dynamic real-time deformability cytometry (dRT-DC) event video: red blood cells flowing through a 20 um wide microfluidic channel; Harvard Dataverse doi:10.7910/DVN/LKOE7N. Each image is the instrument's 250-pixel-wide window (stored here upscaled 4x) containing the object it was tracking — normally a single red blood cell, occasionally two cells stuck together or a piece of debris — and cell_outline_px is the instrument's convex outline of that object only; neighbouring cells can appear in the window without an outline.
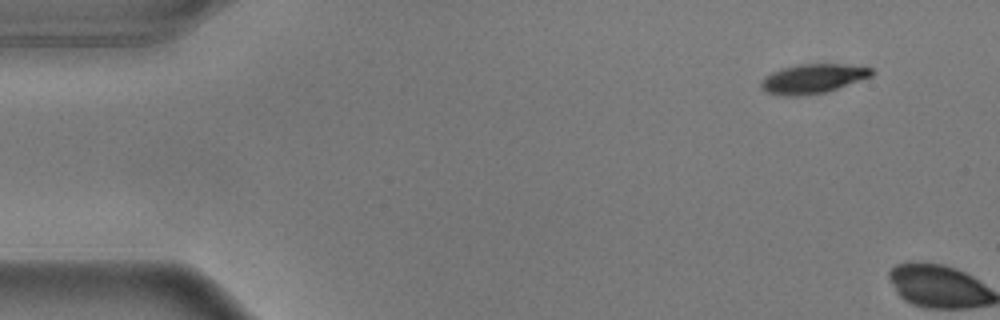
{"species": "common noctule bat (a hibernating species)", "species_latin": "Nyctalus noctula", "temperature_condition": "warm", "stored_images_in_passage": 2, "camera_frame_rate_fps": 3000, "um_per_image_px": 0.085, "animal": {"sex": "male", "body_mass_g": 17.9}, "frame": {"image": 1, "passage_image": 1, "time_ms": 0.0, "image_size_px": [1000, 320], "cell_outline_px": [[876, 72], [872, 76], [824, 92], [800, 96], [784, 96], [768, 92], [760, 88], [760, 80], [764, 76], [772, 72], [784, 68], [800, 64], [844, 64], [872, 68]], "centroid_in_image_um": [69.07, 6.68], "position_along_channel_um": 15.9, "area_um2": 18.79}}